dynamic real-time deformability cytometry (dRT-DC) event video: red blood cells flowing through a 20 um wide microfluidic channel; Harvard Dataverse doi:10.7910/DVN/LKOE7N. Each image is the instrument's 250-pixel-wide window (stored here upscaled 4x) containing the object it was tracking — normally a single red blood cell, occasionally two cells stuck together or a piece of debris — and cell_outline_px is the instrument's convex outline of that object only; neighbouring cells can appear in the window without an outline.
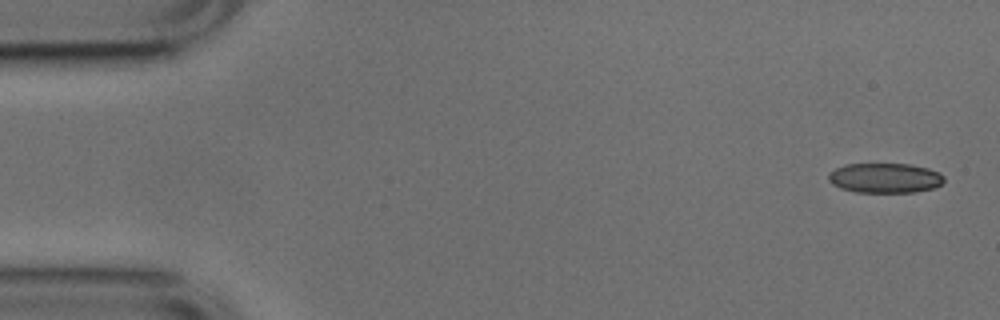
{"species": "common noctule bat (a hibernating species)", "species_latin": "Nyctalus noctula", "temperature_condition": "cold", "stored_images_in_passage": 6, "camera_frame_rate_fps": 3000, "um_per_image_px": 0.085, "animal": {"sex": "male", "body_mass_g": 17.9, "forearm_length_mm": 54.2}, "frame": {"image": 1, "passage_image": 1, "time_ms": 0.0, "image_size_px": [1000, 320], "cell_outline_px": [[944, 180], [940, 184], [932, 188], [912, 192], [856, 192], [840, 188], [832, 184], [828, 180], [828, 172], [836, 168], [848, 164], [908, 164], [928, 168], [940, 172], [944, 176]], "centroid_in_image_um": [75.2, 15.12], "position_along_channel_um": 9.8, "area_um2": 20.06}}
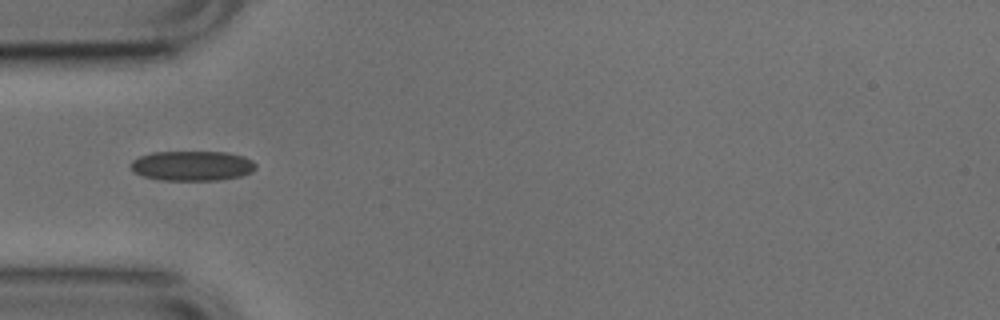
{"frame": {"image": 2, "passage_image": 4, "time_ms": 1.0, "image_size_px": [1000, 320], "cell_outline_px": [[256, 168], [252, 172], [240, 176], [216, 180], [164, 180], [144, 176], [132, 172], [132, 160], [140, 156], [152, 152], [224, 152], [244, 156], [252, 160], [256, 164]], "centroid_in_image_um": [16.35, 14.09], "position_along_channel_um": 68.7, "area_um2": 21.68}}